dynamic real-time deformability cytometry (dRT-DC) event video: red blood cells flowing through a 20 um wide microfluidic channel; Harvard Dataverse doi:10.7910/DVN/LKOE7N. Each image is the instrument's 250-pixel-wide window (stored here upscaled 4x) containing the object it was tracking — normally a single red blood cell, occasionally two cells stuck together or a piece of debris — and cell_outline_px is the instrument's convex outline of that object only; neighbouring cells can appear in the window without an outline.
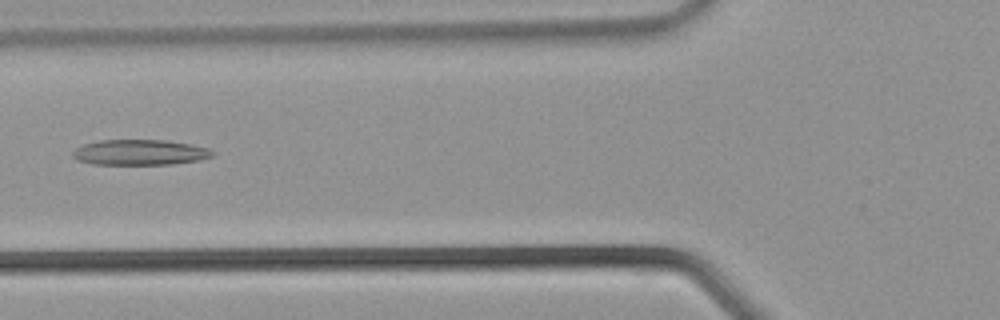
{"species": "common noctule bat (a hibernating species)", "species_latin": "Nyctalus noctula", "temperature_condition": "warm", "stored_images_in_passage": 25, "camera_frame_rate_fps": 3000, "um_per_image_px": 0.085, "animal": {"sex": "male", "body_mass_g": 21.5, "forearm_length_mm": 52.0}, "frame": {"image": 1, "passage_image": 3, "time_ms": 0.667, "image_size_px": [1000, 320], "cell_outline_px": [[216, 152], [212, 156], [200, 160], [172, 164], [92, 164], [76, 160], [72, 156], [72, 152], [76, 148], [84, 144], [100, 140], [164, 140], [192, 144], [208, 148]], "centroid_in_image_um": [11.9, 12.95], "position_along_channel_um": 113.9, "area_um2": 20.81}}
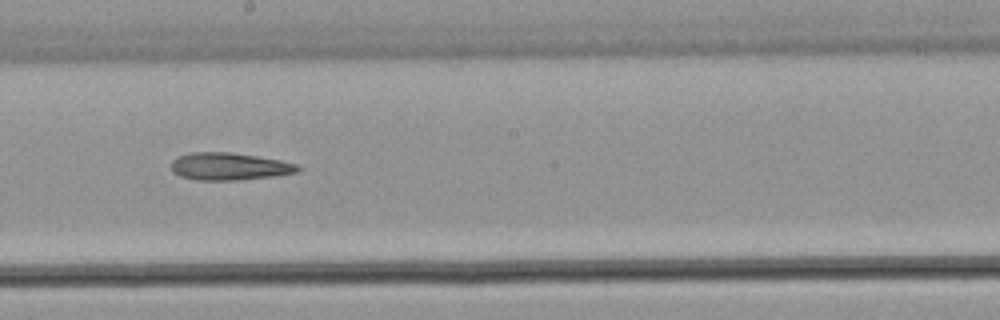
{"frame": {"image": 2, "passage_image": 9, "time_ms": 2.667, "image_size_px": [1000, 320], "cell_outline_px": [[300, 168], [296, 172], [272, 176], [236, 180], [196, 180], [180, 176], [172, 172], [172, 160], [180, 156], [192, 152], [232, 152], [280, 160], [296, 164]], "centroid_in_image_um": [19.45, 14.14], "position_along_channel_um": 228.8, "area_um2": 20.0}}
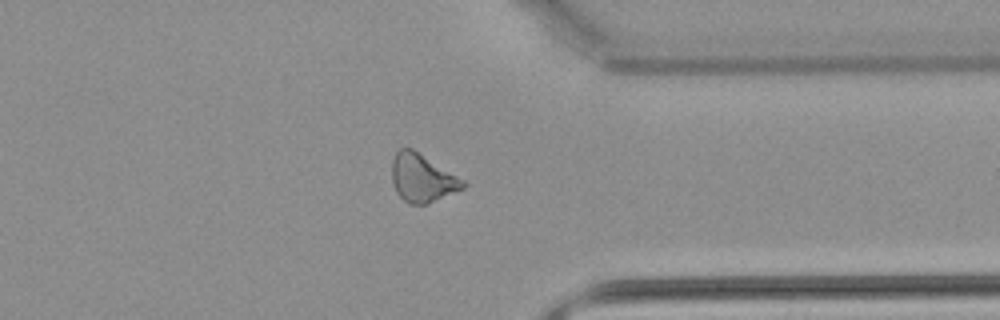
{"frame": {"image": 3, "passage_image": 17, "time_ms": 5.333, "image_size_px": [1000, 320], "cell_outline_px": [[468, 184], [464, 188], [428, 204], [408, 204], [396, 192], [392, 184], [392, 160], [396, 152], [400, 148], [412, 148], [464, 180]], "centroid_in_image_um": [35.88, 15.15], "position_along_channel_um": 375.5, "area_um2": 19.88}}